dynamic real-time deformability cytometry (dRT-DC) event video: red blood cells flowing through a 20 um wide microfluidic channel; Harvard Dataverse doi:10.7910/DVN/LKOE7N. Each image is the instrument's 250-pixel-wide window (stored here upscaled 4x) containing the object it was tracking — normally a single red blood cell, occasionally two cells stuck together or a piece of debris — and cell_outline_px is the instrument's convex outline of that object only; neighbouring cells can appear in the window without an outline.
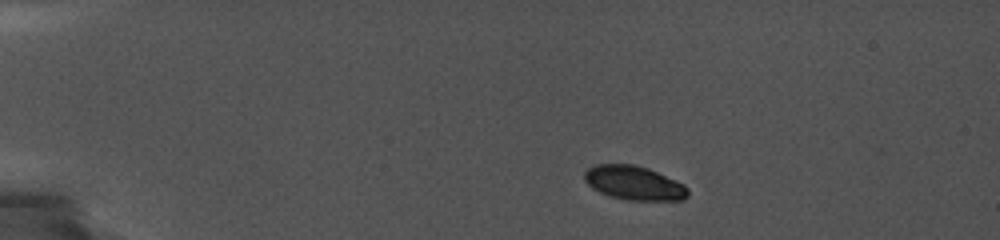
{"species": "common noctule bat (a hibernating species)", "species_latin": "Nyctalus noctula", "temperature_condition": "cold", "stored_images_in_passage": 30, "camera_frame_rate_fps": 5000, "um_per_image_px": 0.085, "animal": {"sex": "female", "body_mass_g": 19.0, "forearm_length_mm": 56.7}, "frame": {"image": 1, "passage_image": 1, "time_ms": 0.0, "image_size_px": [1000, 240], "cell_outline_px": [[688, 196], [684, 200], [624, 200], [608, 196], [592, 188], [584, 180], [584, 172], [588, 168], [596, 164], [632, 164], [648, 168], [684, 184], [688, 188]], "centroid_in_image_um": [53.88, 15.56], "position_along_channel_um": 31.1, "area_um2": 20.63}}
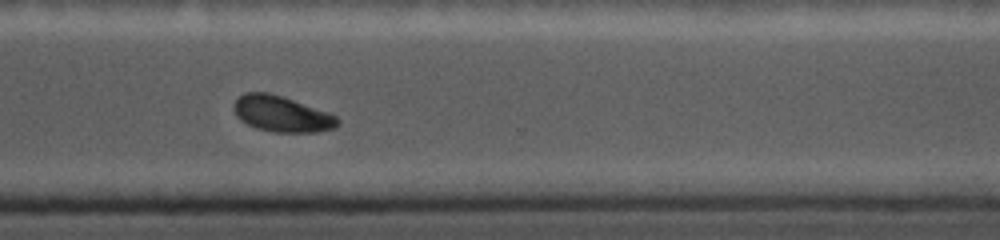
{"frame": {"image": 2, "passage_image": 23, "time_ms": 10.8, "image_size_px": [1000, 240], "cell_outline_px": [[340, 124], [336, 128], [316, 132], [272, 132], [256, 128], [240, 120], [236, 116], [232, 108], [232, 104], [244, 92], [268, 92], [332, 112], [340, 120]], "centroid_in_image_um": [23.97, 9.68], "position_along_channel_um": 346.6, "area_um2": 22.08}}
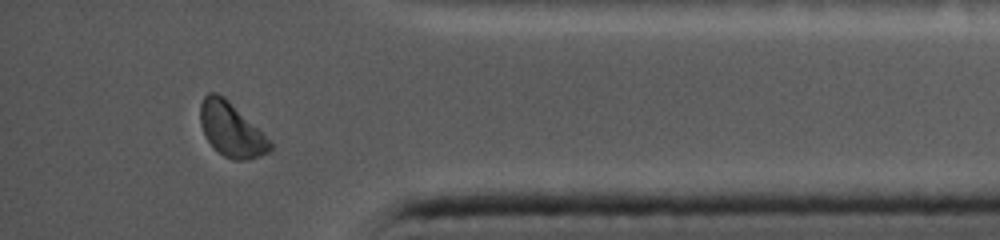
{"frame": {"image": 3, "passage_image": 28, "time_ms": 12.8, "image_size_px": [1000, 240], "cell_outline_px": [[272, 148], [268, 152], [260, 156], [248, 160], [232, 160], [224, 156], [204, 136], [200, 124], [200, 104], [204, 96], [208, 92], [216, 92], [224, 96], [272, 144]], "centroid_in_image_um": [19.6, 11.01], "position_along_channel_um": 415.6, "area_um2": 21.44}}